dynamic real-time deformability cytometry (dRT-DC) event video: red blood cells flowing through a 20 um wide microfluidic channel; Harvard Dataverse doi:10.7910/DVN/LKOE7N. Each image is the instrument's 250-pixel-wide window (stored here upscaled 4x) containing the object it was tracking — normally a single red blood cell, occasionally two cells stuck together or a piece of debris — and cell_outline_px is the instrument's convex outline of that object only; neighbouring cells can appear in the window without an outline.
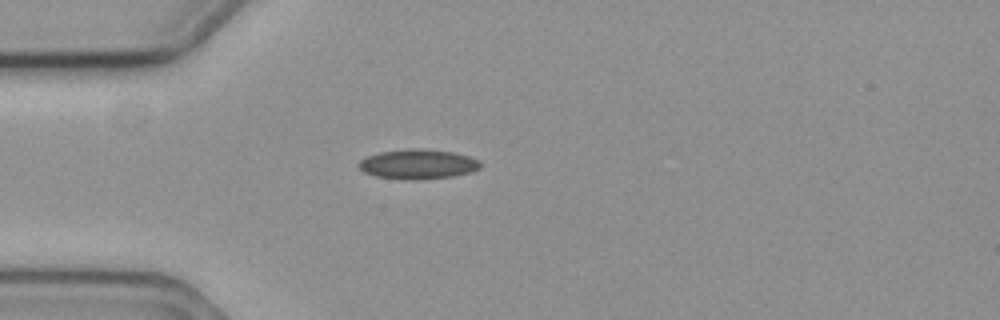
{"species": "common noctule bat (a hibernating species)", "species_latin": "Nyctalus noctula", "temperature_condition": "cold", "stored_images_in_passage": 43, "camera_frame_rate_fps": 3000, "um_per_image_px": 0.085, "animal": {"sex": "female", "body_mass_g": 19.3, "forearm_length_mm": 54.1}, "frame": {"image": 1, "passage_image": 1, "time_ms": 0.0, "image_size_px": [1000, 320], "cell_outline_px": [[480, 168], [472, 172], [452, 176], [412, 180], [408, 180], [376, 176], [364, 172], [356, 164], [360, 160], [368, 156], [380, 152], [452, 152], [468, 156], [480, 160]], "centroid_in_image_um": [35.53, 14.02], "position_along_channel_um": 49.5, "area_um2": 19.83}}
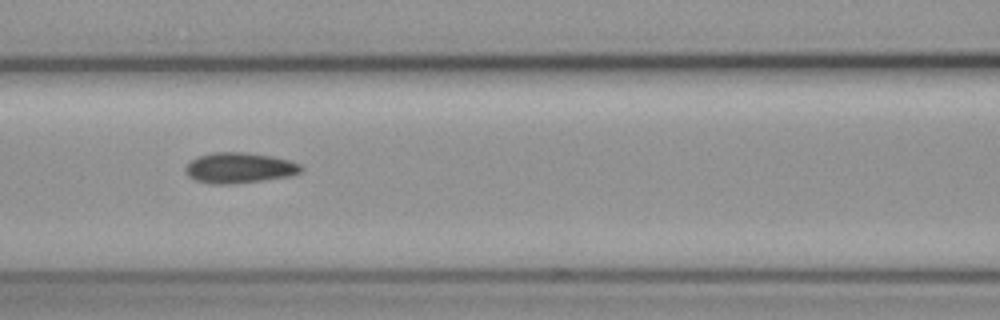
{"frame": {"image": 2, "passage_image": 10, "time_ms": 3.0, "image_size_px": [1000, 320], "cell_outline_px": [[304, 168], [300, 172], [292, 176], [264, 180], [232, 184], [212, 184], [196, 180], [188, 176], [184, 168], [192, 160], [200, 156], [212, 152], [244, 152], [272, 156], [288, 160], [300, 164]], "centroid_in_image_um": [20.37, 14.27], "position_along_channel_um": 146.2, "area_um2": 20.58}}
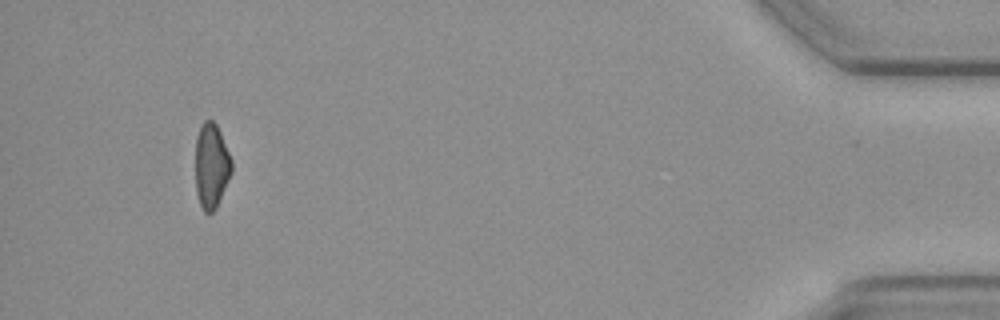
{"frame": {"image": 3, "passage_image": 39, "time_ms": 12.667, "image_size_px": [1000, 320], "cell_outline_px": [[232, 172], [216, 208], [208, 216], [204, 212], [200, 204], [196, 192], [196, 136], [200, 124], [204, 120], [212, 120], [216, 124], [220, 132], [232, 160]], "centroid_in_image_um": [17.96, 14.1], "position_along_channel_um": 417.2, "area_um2": 18.03}, "authors_computed_cell_mechanics": {"area_um2": 19.363, "velocity_mm_per_s": 3.6037, "shape_relaxation_time_tau1_ms": null, "shape_relaxation_time_tau2_ms": 10.1275, "deformation_change_tau1": null, "deformation_change_tau2": 0.1414}}